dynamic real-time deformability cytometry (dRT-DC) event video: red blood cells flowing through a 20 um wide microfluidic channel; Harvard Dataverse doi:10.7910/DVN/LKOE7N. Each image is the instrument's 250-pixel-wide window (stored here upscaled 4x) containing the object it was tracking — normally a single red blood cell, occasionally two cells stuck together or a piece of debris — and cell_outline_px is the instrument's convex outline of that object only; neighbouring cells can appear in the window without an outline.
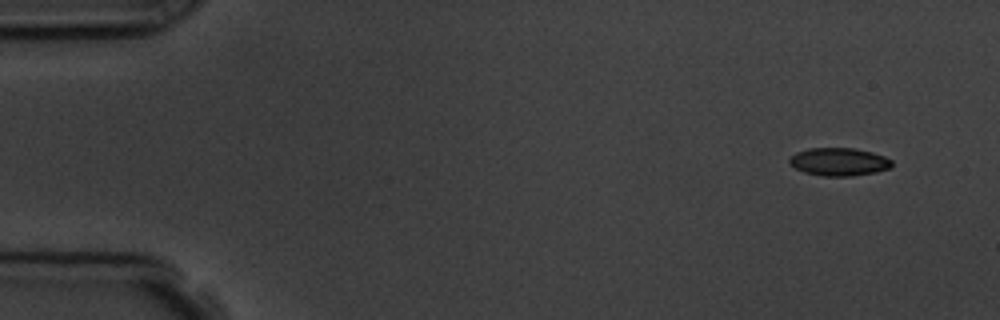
{"species": "common noctule bat (a hibernating species)", "species_latin": "Nyctalus noctula", "temperature_condition": "room temperature", "stored_images_in_passage": 5, "camera_frame_rate_fps": 3000, "um_per_image_px": 0.085, "animal": {"sex": "male", "body_mass_g": 19.5, "forearm_length_mm": 54.6}, "frame": {"image": 1, "passage_image": 1, "time_ms": 0.0, "image_size_px": [1000, 320], "cell_outline_px": [[892, 168], [876, 172], [852, 176], [820, 176], [804, 172], [788, 164], [788, 160], [796, 152], [808, 148], [856, 148], [872, 152], [884, 156], [892, 160]], "centroid_in_image_um": [71.32, 13.75], "position_along_channel_um": 13.7, "area_um2": 16.88}}
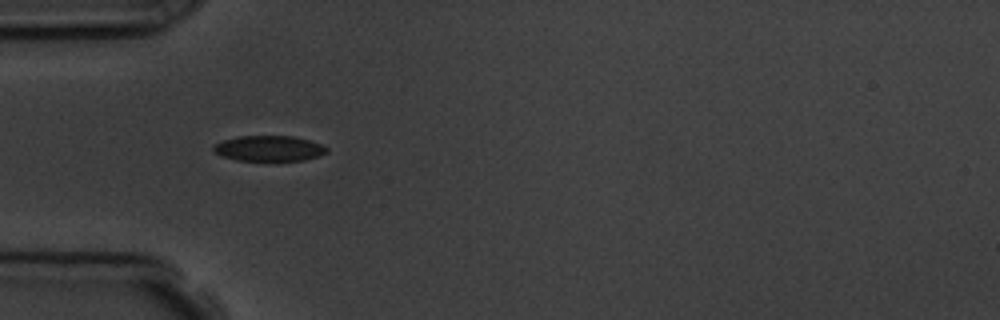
{"frame": {"image": 2, "passage_image": 4, "time_ms": 4.333, "image_size_px": [1000, 320], "cell_outline_px": [[328, 152], [320, 156], [304, 160], [236, 160], [220, 156], [212, 148], [212, 144], [236, 136], [292, 136], [308, 140], [320, 144], [328, 148]], "centroid_in_image_um": [22.84, 12.61], "position_along_channel_um": 62.2, "area_um2": 16.82}}